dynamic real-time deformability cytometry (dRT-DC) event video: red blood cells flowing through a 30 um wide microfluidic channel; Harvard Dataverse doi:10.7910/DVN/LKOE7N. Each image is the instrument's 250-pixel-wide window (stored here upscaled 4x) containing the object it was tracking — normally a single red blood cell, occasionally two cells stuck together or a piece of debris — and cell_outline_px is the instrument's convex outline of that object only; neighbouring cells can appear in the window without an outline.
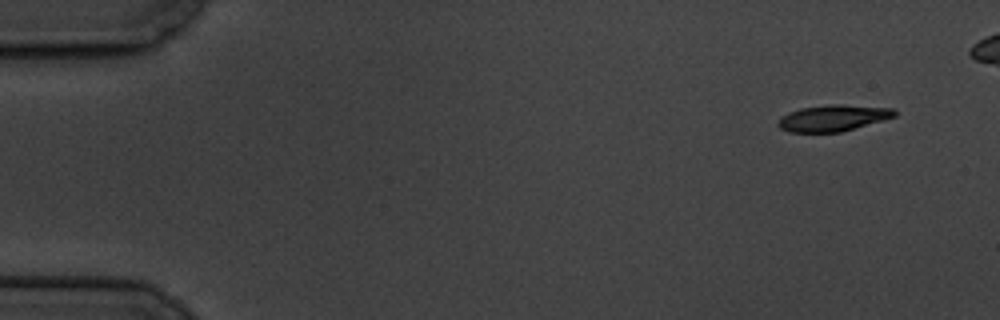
{"species": "common noctule bat (a hibernating species)", "species_latin": "Nyctalus noctula", "temperature_condition": "cold", "stored_images_in_passage": 6, "camera_frame_rate_fps": 3000, "um_per_image_px": 0.085, "animal": {"sex": "male", "body_mass_g": 19.5, "forearm_length_mm": 54.6}, "frame": {"image": 1, "passage_image": 1, "time_ms": 0.0, "image_size_px": [1000, 320], "cell_outline_px": [[896, 116], [884, 120], [840, 132], [788, 132], [780, 128], [776, 124], [788, 112], [800, 108], [832, 104], [840, 104], [892, 108], [896, 112]], "centroid_in_image_um": [70.81, 10.03], "position_along_channel_um": 14.2, "area_um2": 17.74}}
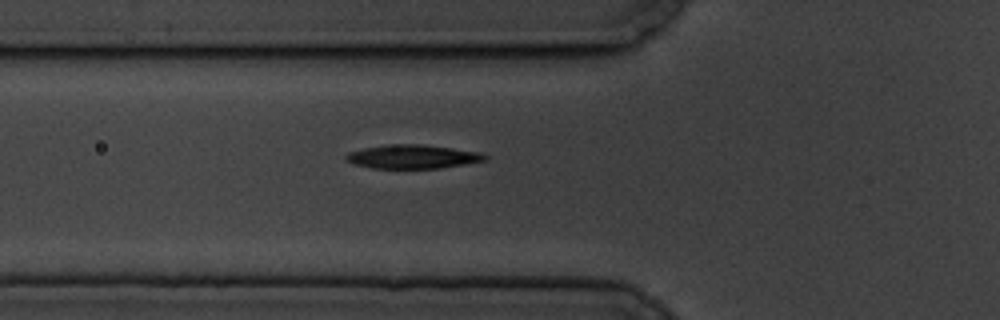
{"frame": {"image": 2, "passage_image": 6, "time_ms": 5.667, "image_size_px": [1000, 320], "cell_outline_px": [[488, 160], [440, 168], [372, 168], [356, 164], [348, 160], [344, 156], [348, 152], [364, 148], [388, 144], [424, 144], [484, 152], [488, 156]], "centroid_in_image_um": [35.15, 13.3], "position_along_channel_um": 90.7, "area_um2": 19.36}}